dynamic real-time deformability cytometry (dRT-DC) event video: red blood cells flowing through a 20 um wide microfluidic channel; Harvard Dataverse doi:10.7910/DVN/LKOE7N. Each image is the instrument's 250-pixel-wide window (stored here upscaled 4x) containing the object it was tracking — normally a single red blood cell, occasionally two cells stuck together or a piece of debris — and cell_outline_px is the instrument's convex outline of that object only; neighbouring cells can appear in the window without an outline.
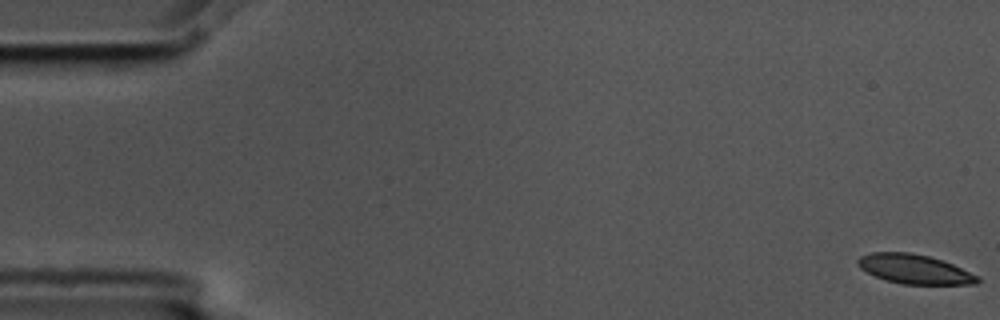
{"species": "common noctule bat (a hibernating species)", "species_latin": "Nyctalus noctula", "temperature_condition": "cold", "stored_images_in_passage": 6, "camera_frame_rate_fps": 3000, "um_per_image_px": 0.085, "animal": {"sex": "male", "body_mass_g": 17.5, "forearm_length_mm": 52.3}, "frame": {"image": 1, "passage_image": 1, "time_ms": 0.0, "image_size_px": [1000, 320], "cell_outline_px": [[980, 280], [976, 284], [904, 284], [888, 280], [876, 276], [860, 268], [856, 260], [860, 256], [872, 252], [908, 252], [928, 256], [952, 264], [980, 276]], "centroid_in_image_um": [77.74, 22.87], "position_along_channel_um": 7.3, "area_um2": 20.23}}
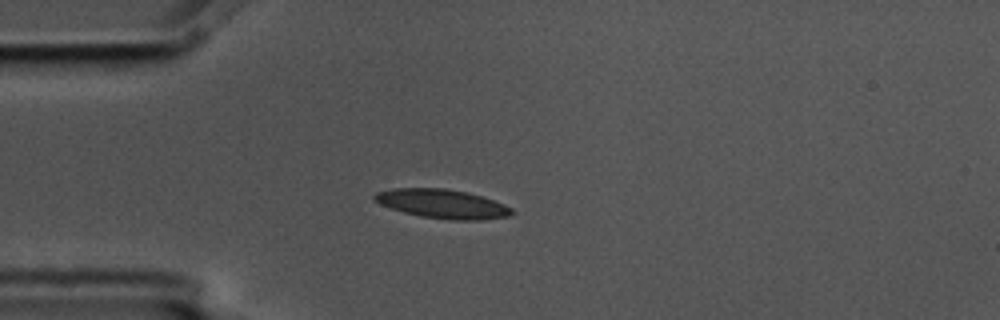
{"frame": {"image": 2, "passage_image": 5, "time_ms": 1.333, "image_size_px": [1000, 320], "cell_outline_px": [[516, 212], [508, 216], [480, 220], [452, 220], [420, 216], [404, 212], [380, 204], [372, 200], [372, 196], [376, 192], [392, 188], [444, 188], [468, 192], [504, 204], [512, 208]], "centroid_in_image_um": [37.58, 17.32], "position_along_channel_um": 47.4, "area_um2": 23.24}}